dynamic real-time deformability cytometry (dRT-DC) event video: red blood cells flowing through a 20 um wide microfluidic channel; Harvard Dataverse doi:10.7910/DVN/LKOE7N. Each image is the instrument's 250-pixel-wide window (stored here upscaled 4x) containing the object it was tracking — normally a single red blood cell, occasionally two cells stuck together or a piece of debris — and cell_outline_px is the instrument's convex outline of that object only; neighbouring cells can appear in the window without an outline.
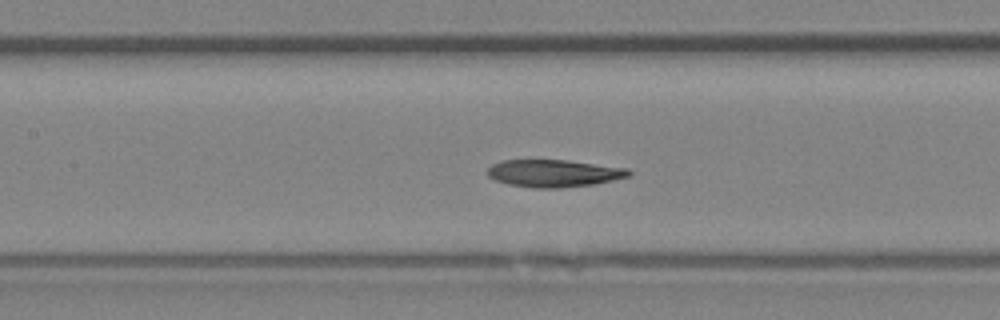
{"species": "Egyptian fruit bat (a non-hibernating species)", "species_latin": "Rousettus aegyptiacus", "temperature_condition": "room temperature", "stored_images_in_passage": 41, "camera_frame_rate_fps": 3000, "um_per_image_px": 0.085, "animal": {"sex": "female"}, "frame": {"image": 1, "passage_image": 18, "time_ms": 5.667, "image_size_px": [1000, 320], "cell_outline_px": [[632, 172], [628, 176], [612, 180], [592, 184], [560, 188], [532, 188], [508, 184], [496, 180], [488, 176], [488, 168], [492, 164], [500, 160], [568, 160], [628, 168]], "centroid_in_image_um": [47.06, 14.72], "position_along_channel_um": 160.3, "area_um2": 22.48}}